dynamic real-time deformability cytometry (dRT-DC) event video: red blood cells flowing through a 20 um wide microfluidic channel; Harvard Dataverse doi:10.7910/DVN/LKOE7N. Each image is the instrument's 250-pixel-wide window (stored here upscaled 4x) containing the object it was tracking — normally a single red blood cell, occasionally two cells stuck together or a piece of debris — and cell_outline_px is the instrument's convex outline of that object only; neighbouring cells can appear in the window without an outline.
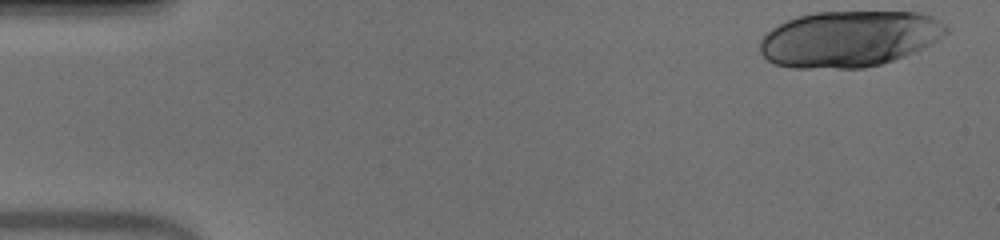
{"species": "human", "species_latin": "Homo sapiens", "temperature_condition": "warm", "stored_images_in_passage": 43, "camera_frame_rate_fps": 3000, "um_per_image_px": 0.085, "donor": {"sex": "male"}, "frame": {"image": 1, "passage_image": 1, "time_ms": 0.0, "image_size_px": [1000, 240], "cell_outline_px": [[948, 32], [936, 40], [904, 56], [880, 64], [864, 68], [792, 68], [776, 64], [768, 60], [760, 52], [760, 40], [772, 28], [788, 20], [800, 16], [816, 12], [920, 12], [932, 16], [940, 20], [948, 28]], "centroid_in_image_um": [72.17, 3.3], "position_along_channel_um": 12.8, "area_um2": 60.52}}
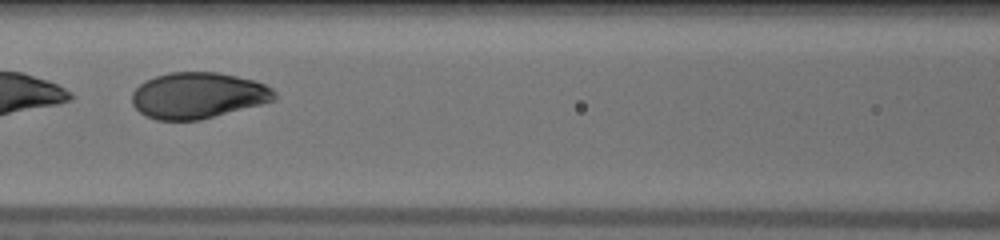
{"frame": {"image": 2, "passage_image": 22, "time_ms": 7.0, "image_size_px": [1000, 240], "cell_outline_px": [[276, 100], [200, 120], [156, 120], [144, 116], [132, 104], [132, 92], [144, 80], [168, 72], [220, 72], [256, 80], [272, 88], [276, 92]], "centroid_in_image_um": [16.82, 8.1], "position_along_channel_um": 149.8, "area_um2": 38.55}}
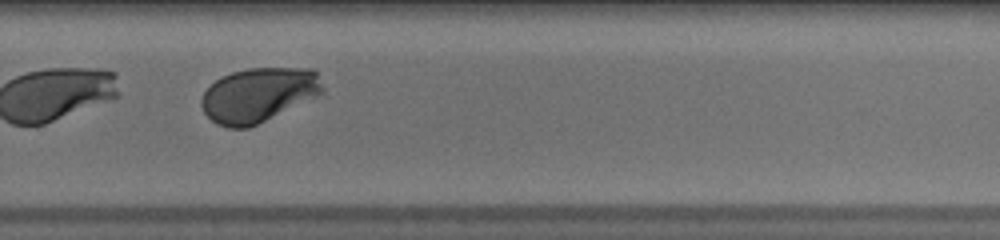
{"frame": {"image": 3, "passage_image": 34, "time_ms": 11.0, "image_size_px": [1000, 240], "cell_outline_px": [[324, 92], [248, 128], [228, 128], [216, 124], [204, 112], [200, 104], [200, 100], [204, 92], [220, 76], [232, 72], [248, 68], [312, 68], [316, 72], [324, 88]], "centroid_in_image_um": [21.94, 8.05], "position_along_channel_um": 307.9, "area_um2": 38.09}, "authors_computed_cell_mechanics": {"area_um2": 39.5352, "velocity_mm_per_s": 3.9807, "shape_relaxation_time_tau1_ms": 2.7762, "shape_relaxation_time_tau2_ms": null, "deformation_change_tau1": 0.1536, "deformation_change_tau2": null}}